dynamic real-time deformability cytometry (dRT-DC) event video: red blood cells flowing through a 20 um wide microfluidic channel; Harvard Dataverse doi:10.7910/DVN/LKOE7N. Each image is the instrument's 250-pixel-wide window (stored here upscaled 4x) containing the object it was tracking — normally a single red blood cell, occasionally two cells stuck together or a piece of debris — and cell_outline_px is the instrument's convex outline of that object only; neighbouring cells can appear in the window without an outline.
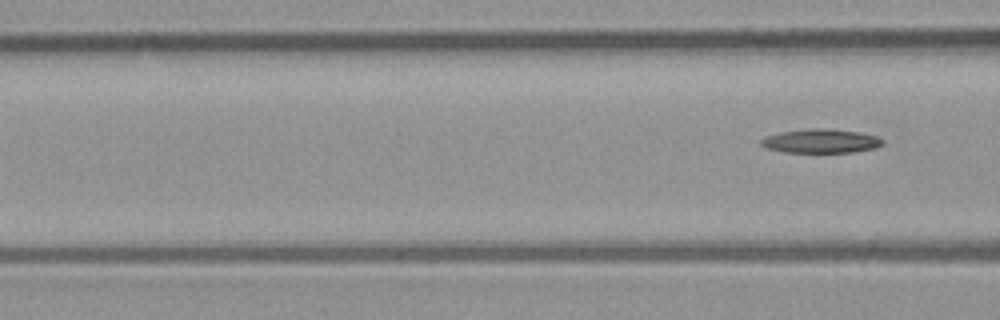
{"species": "common noctule bat (a hibernating species)", "species_latin": "Nyctalus noctula", "temperature_condition": "room temperature", "stored_images_in_passage": 4, "camera_frame_rate_fps": 3000, "um_per_image_px": 0.085, "animal": {"sex": "male", "body_mass_g": 23.1, "forearm_length_mm": 52.7}, "frame": {"image": 1, "passage_image": 4, "time_ms": 1.0, "image_size_px": [1000, 320], "cell_outline_px": [[884, 144], [876, 148], [852, 152], [784, 152], [768, 148], [760, 144], [760, 140], [764, 136], [780, 132], [812, 128], [824, 128], [860, 132], [876, 136], [884, 140]], "centroid_in_image_um": [69.78, 11.98], "position_along_channel_um": 96.8, "area_um2": 16.99}}